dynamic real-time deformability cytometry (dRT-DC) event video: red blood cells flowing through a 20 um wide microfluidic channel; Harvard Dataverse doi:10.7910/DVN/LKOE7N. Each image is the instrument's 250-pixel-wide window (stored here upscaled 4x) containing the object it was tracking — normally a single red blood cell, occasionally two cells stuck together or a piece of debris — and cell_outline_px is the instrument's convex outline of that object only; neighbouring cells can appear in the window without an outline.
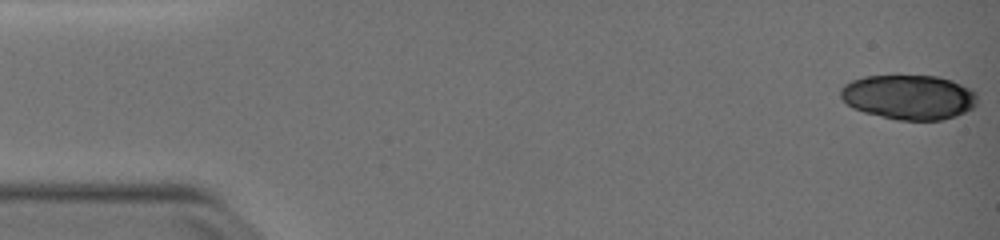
{"species": "common noctule bat (a hibernating species)", "species_latin": "Nyctalus noctula", "temperature_condition": "warm", "stored_images_in_passage": 32, "camera_frame_rate_fps": 3000, "um_per_image_px": 0.085, "animal": {"sex": "female", "body_mass_g": 19.0, "forearm_length_mm": 51.5}, "frame": {"image": 1, "passage_image": 1, "time_ms": 0.0, "image_size_px": [1000, 240], "cell_outline_px": [[976, 104], [972, 108], [956, 116], [940, 120], [896, 120], [864, 112], [852, 108], [840, 96], [840, 88], [844, 84], [852, 80], [864, 76], [896, 72], [940, 76], [952, 80], [972, 88], [976, 92]], "centroid_in_image_um": [77.24, 8.19], "position_along_channel_um": 7.8, "area_um2": 36.88}}
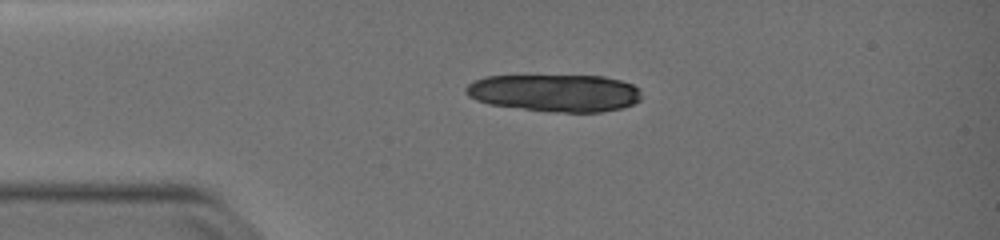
{"frame": {"image": 2, "passage_image": 12, "time_ms": 3.667, "image_size_px": [1000, 240], "cell_outline_px": [[640, 100], [632, 104], [620, 108], [600, 112], [548, 112], [488, 104], [476, 100], [468, 96], [464, 92], [464, 88], [472, 80], [484, 76], [604, 76], [620, 80], [632, 84], [640, 88]], "centroid_in_image_um": [47.12, 7.89], "position_along_channel_um": 37.9, "area_um2": 38.49}}